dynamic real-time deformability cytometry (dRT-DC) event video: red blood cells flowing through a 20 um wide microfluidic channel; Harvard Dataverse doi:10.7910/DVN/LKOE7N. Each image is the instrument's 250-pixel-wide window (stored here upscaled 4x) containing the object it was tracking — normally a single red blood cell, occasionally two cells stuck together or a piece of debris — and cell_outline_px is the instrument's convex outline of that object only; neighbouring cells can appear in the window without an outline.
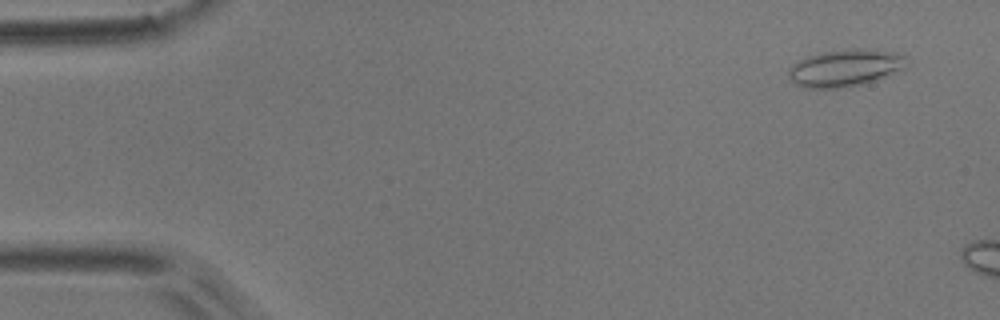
{"species": "common noctule bat (a hibernating species)", "species_latin": "Nyctalus noctula", "temperature_condition": "room temperature", "stored_images_in_passage": 3, "camera_frame_rate_fps": 3000, "um_per_image_px": 0.085, "animal": {"sex": "male", "body_mass_g": 17.9}, "frame": {"image": 1, "passage_image": 1, "time_ms": 0.0, "image_size_px": [1000, 320], "cell_outline_px": [[908, 64], [904, 68], [884, 76], [860, 84], [836, 88], [808, 88], [796, 84], [788, 76], [788, 72], [792, 64], [808, 56], [820, 52], [852, 48], [876, 48], [896, 52], [908, 56]], "centroid_in_image_um": [71.88, 5.73], "position_along_channel_um": 13.1, "area_um2": 25.61}}